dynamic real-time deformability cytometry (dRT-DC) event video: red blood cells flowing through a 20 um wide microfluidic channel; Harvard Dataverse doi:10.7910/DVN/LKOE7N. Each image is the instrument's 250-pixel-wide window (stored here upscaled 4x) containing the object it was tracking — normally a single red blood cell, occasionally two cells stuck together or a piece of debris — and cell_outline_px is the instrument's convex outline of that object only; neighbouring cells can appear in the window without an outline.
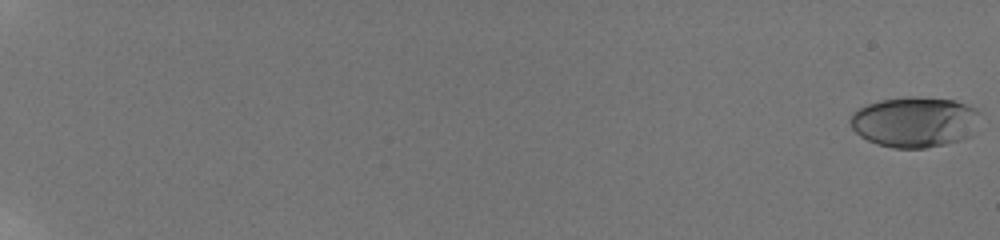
{"species": "human", "species_latin": "Homo sapiens", "temperature_condition": "room temperature", "stored_images_in_passage": 48, "camera_frame_rate_fps": 3000, "um_per_image_px": 0.085, "donor": {"sex": "male"}, "frame": {"image": 1, "passage_image": 1, "time_ms": 0.0, "image_size_px": [1000, 240], "cell_outline_px": [[980, 112], [972, 132], [968, 136], [960, 140], [944, 144], [924, 148], [892, 148], [876, 144], [860, 136], [848, 124], [848, 120], [852, 112], [856, 108], [880, 100], [908, 96], [920, 96], [956, 100], [976, 108]], "centroid_in_image_um": [77.69, 10.35], "position_along_channel_um": 7.3, "area_um2": 38.55}}
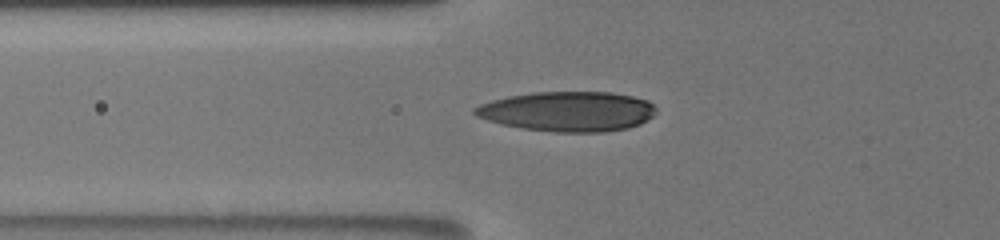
{"frame": {"image": 2, "passage_image": 27, "time_ms": 8.667, "image_size_px": [1000, 240], "cell_outline_px": [[656, 112], [648, 120], [640, 124], [628, 128], [604, 132], [556, 132], [520, 128], [488, 120], [476, 116], [472, 112], [472, 108], [480, 104], [492, 100], [508, 96], [532, 92], [612, 92], [632, 96], [648, 100], [656, 108]], "centroid_in_image_um": [48.27, 9.47], "position_along_channel_um": 77.5, "area_um2": 42.31}}
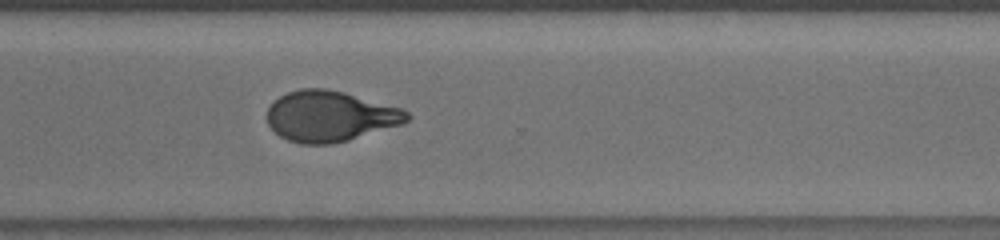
{"frame": {"image": 3, "passage_image": 48, "time_ms": 15.667, "image_size_px": [1000, 240], "cell_outline_px": [[412, 116], [408, 120], [400, 124], [348, 140], [332, 144], [300, 144], [288, 140], [280, 136], [268, 124], [268, 108], [280, 96], [288, 92], [300, 88], [324, 88], [344, 92], [404, 108]], "centroid_in_image_um": [28.07, 9.87], "position_along_channel_um": 342.5, "area_um2": 41.15}}